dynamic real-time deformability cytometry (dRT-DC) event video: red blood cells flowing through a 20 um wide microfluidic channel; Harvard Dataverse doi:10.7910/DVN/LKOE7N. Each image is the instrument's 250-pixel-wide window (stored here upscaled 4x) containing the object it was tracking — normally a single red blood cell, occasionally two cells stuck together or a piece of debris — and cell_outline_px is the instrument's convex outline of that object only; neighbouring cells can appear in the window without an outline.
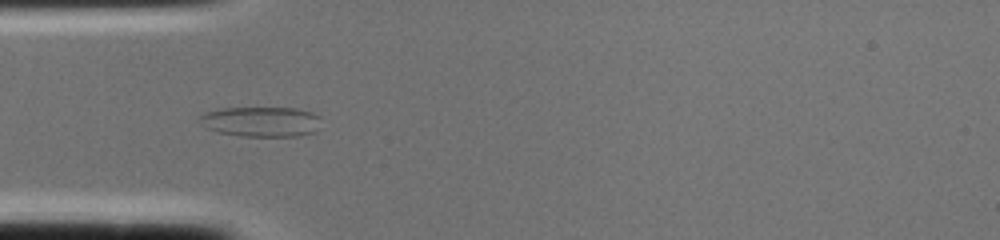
{"species": "common noctule bat (a hibernating species)", "species_latin": "Nyctalus noctula", "temperature_condition": "cold", "stored_images_in_passage": 2, "camera_frame_rate_fps": 3000, "um_per_image_px": 0.085, "animal": {"sex": "female", "body_mass_g": 22.0, "forearm_length_mm": 56.7}, "frame": {"image": 1, "passage_image": 2, "time_ms": 0.333, "image_size_px": [1000, 240], "cell_outline_px": [[320, 116], [316, 132], [300, 136], [240, 136], [216, 132], [200, 124], [200, 116], [204, 112], [220, 108], [296, 108], [312, 112]], "centroid_in_image_um": [22.18, 10.34], "position_along_channel_um": 62.8, "area_um2": 21.44}}